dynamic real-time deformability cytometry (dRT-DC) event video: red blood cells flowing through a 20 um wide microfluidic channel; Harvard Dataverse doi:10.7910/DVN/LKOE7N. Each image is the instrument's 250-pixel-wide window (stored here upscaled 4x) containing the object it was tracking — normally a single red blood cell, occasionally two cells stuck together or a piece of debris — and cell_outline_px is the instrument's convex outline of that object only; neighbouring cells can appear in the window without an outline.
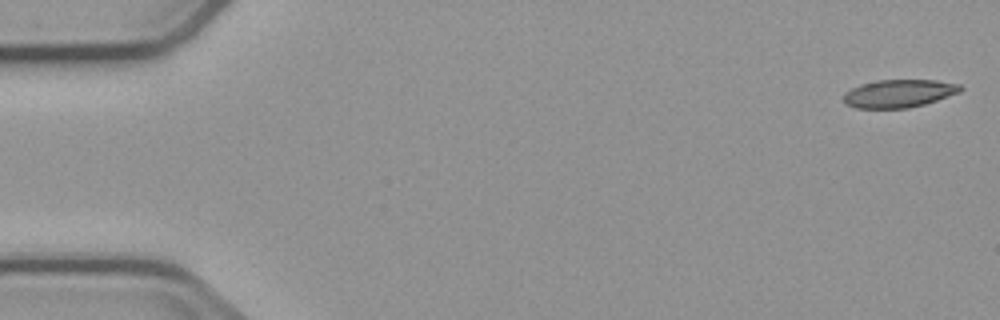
{"species": "common noctule bat (a hibernating species)", "species_latin": "Nyctalus noctula", "temperature_condition": "cold", "stored_images_in_passage": 6, "camera_frame_rate_fps": 3000, "um_per_image_px": 0.085, "animal": {"sex": "male", "body_mass_g": 23.1, "forearm_length_mm": 52.7}, "frame": {"image": 1, "passage_image": 1, "time_ms": 0.0, "image_size_px": [1000, 320], "cell_outline_px": [[964, 88], [960, 92], [924, 104], [908, 108], [856, 108], [844, 104], [844, 92], [860, 84], [876, 80], [936, 80], [960, 84]], "centroid_in_image_um": [76.39, 7.94], "position_along_channel_um": 8.6, "area_um2": 19.07}}
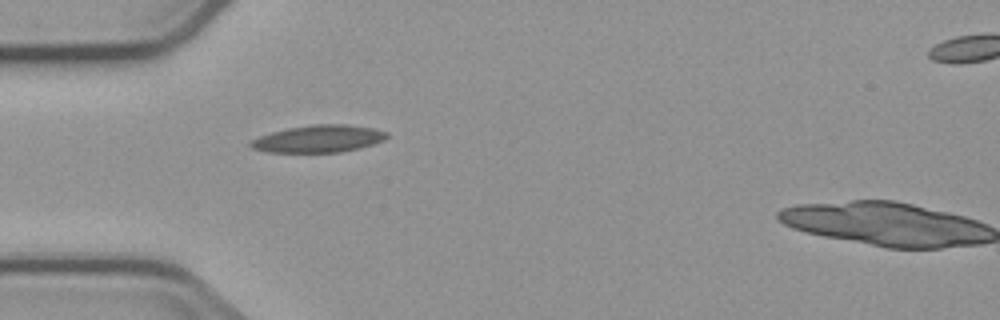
{"frame": {"image": 2, "passage_image": 5, "time_ms": 5.0, "image_size_px": [1000, 320], "cell_outline_px": [[388, 136], [384, 140], [360, 148], [340, 152], [268, 152], [252, 148], [248, 144], [252, 140], [260, 136], [272, 132], [288, 128], [312, 124], [344, 124], [372, 128], [388, 132]], "centroid_in_image_um": [27.09, 11.79], "position_along_channel_um": 57.9, "area_um2": 21.5}}